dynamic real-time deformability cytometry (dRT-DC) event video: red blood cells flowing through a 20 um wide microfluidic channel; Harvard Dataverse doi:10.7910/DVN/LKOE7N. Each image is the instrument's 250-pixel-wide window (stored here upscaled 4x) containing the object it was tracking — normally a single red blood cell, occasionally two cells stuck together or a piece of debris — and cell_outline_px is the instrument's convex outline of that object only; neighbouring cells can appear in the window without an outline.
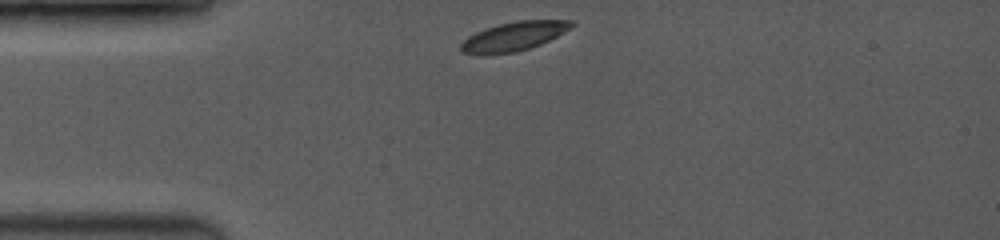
{"species": "common noctule bat (a hibernating species)", "species_latin": "Nyctalus noctula", "temperature_condition": "room temperature", "stored_images_in_passage": 19, "camera_frame_rate_fps": 3500, "um_per_image_px": 0.085, "animal": {"sex": "female", "body_mass_g": 19.0, "forearm_length_mm": 53.3}, "frame": {"image": 1, "passage_image": 1, "time_ms": 0.0, "image_size_px": [1000, 240], "cell_outline_px": [[576, 24], [556, 36], [540, 44], [528, 48], [512, 52], [464, 52], [460, 48], [460, 44], [468, 36], [484, 28], [516, 20], [572, 20]], "centroid_in_image_um": [43.73, 3.03], "position_along_channel_um": 41.3, "area_um2": 17.92}}
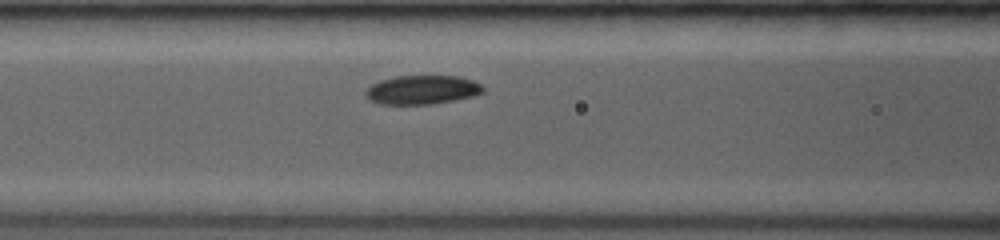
{"frame": {"image": 2, "passage_image": 12, "time_ms": 2.857, "image_size_px": [1000, 240], "cell_outline_px": [[484, 92], [476, 96], [456, 100], [432, 104], [380, 104], [372, 100], [364, 92], [372, 84], [380, 80], [396, 76], [460, 76], [472, 80], [480, 84], [484, 88]], "centroid_in_image_um": [35.94, 7.63], "position_along_channel_um": 130.7, "area_um2": 19.83}}
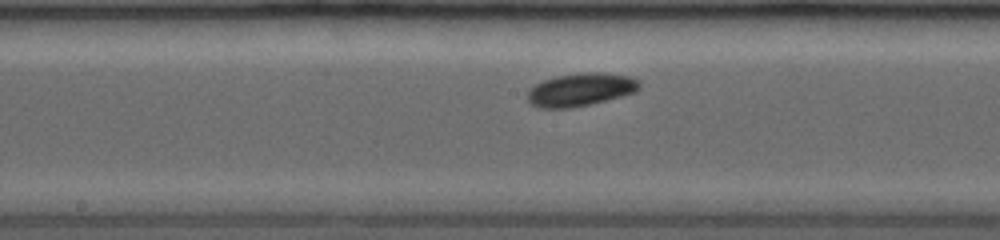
{"frame": {"image": 3, "passage_image": 17, "time_ms": 4.571, "image_size_px": [1000, 240], "cell_outline_px": [[640, 88], [636, 92], [572, 108], [540, 108], [528, 104], [528, 92], [536, 84], [544, 80], [556, 76], [584, 72], [600, 72], [628, 76], [640, 80]], "centroid_in_image_um": [49.35, 7.61], "position_along_channel_um": 198.9, "area_um2": 21.39}}